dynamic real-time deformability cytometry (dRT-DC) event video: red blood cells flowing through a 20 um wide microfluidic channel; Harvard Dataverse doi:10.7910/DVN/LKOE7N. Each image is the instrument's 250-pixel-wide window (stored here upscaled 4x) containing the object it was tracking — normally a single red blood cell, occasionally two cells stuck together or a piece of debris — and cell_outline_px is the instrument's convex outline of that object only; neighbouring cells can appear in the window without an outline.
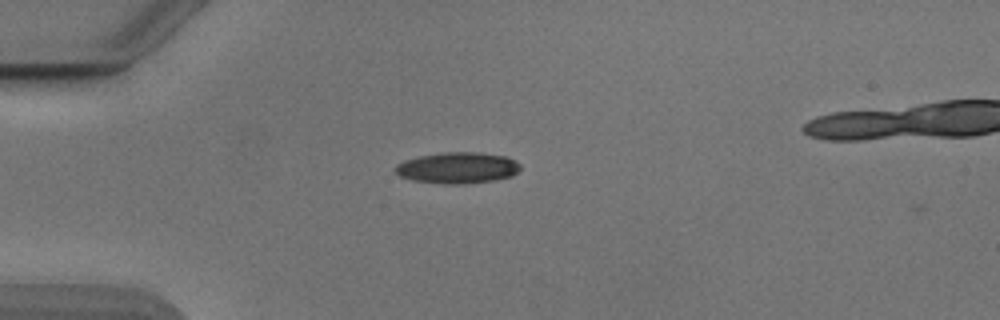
{"species": "Egyptian fruit bat (a non-hibernating species)", "species_latin": "Rousettus aegyptiacus", "temperature_condition": "cold", "stored_images_in_passage": 3, "camera_frame_rate_fps": 3000, "um_per_image_px": 0.085, "animal": {"sex": "male"}, "frame": {"image": 1, "passage_image": 2, "time_ms": 0.333, "image_size_px": [1000, 320], "cell_outline_px": [[520, 168], [512, 176], [492, 180], [464, 184], [444, 184], [412, 180], [400, 176], [392, 168], [396, 164], [404, 160], [420, 156], [444, 152], [480, 152], [508, 156], [520, 164]], "centroid_in_image_um": [38.87, 14.26], "position_along_channel_um": 46.1, "area_um2": 22.83}}